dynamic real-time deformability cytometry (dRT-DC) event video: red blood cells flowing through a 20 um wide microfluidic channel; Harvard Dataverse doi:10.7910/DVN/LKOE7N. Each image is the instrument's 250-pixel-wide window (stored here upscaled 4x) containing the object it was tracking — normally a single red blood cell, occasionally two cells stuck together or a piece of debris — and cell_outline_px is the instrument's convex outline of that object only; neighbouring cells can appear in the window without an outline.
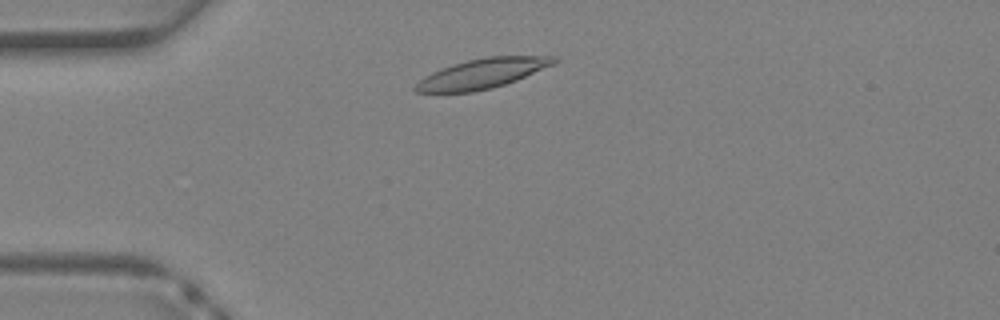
{"species": "Egyptian fruit bat (a non-hibernating species)", "species_latin": "Rousettus aegyptiacus", "temperature_condition": "warm", "stored_images_in_passage": 33, "camera_frame_rate_fps": 3000, "um_per_image_px": 0.085, "animal": {"sex": "female"}, "frame": {"image": 1, "passage_image": 4, "time_ms": 1.0, "image_size_px": [1000, 320], "cell_outline_px": [[560, 60], [556, 64], [516, 80], [492, 88], [472, 92], [416, 92], [412, 88], [424, 76], [432, 72], [452, 64], [468, 60], [488, 56], [560, 56]], "centroid_in_image_um": [41.04, 6.24], "position_along_channel_um": 44.0, "area_um2": 24.1}}
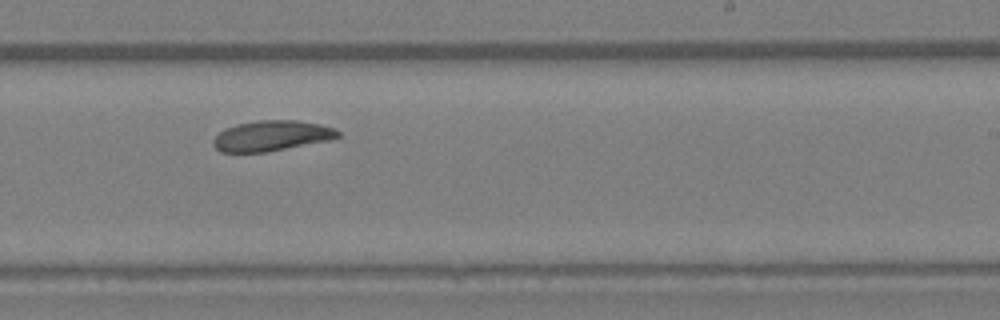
{"frame": {"image": 2, "passage_image": 18, "time_ms": 5.667, "image_size_px": [1000, 320], "cell_outline_px": [[340, 136], [328, 140], [268, 152], [220, 152], [212, 144], [212, 140], [224, 128], [236, 124], [260, 120], [296, 120], [320, 124], [332, 128], [340, 132]], "centroid_in_image_um": [23.05, 11.54], "position_along_channel_um": 266.0, "area_um2": 22.02}}
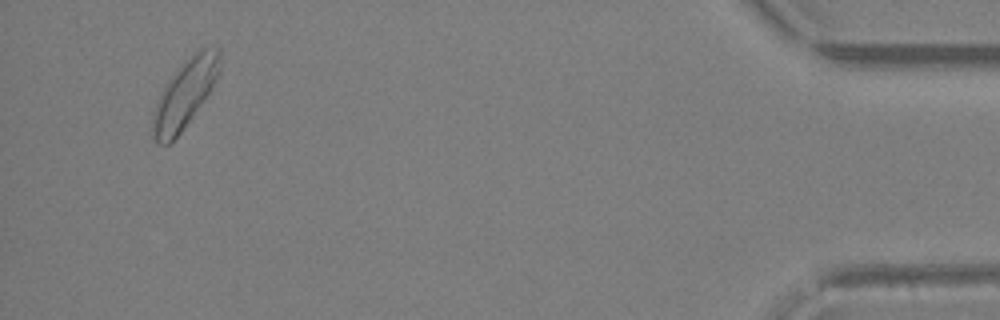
{"frame": {"image": 3, "passage_image": 31, "time_ms": 10.0, "image_size_px": [1000, 320], "cell_outline_px": [[220, 72], [208, 92], [184, 128], [168, 144], [156, 144], [152, 136], [152, 112], [164, 84], [180, 64], [184, 60], [200, 48], [220, 48]], "centroid_in_image_um": [15.67, 7.96], "position_along_channel_um": 419.5, "area_um2": 26.41}}